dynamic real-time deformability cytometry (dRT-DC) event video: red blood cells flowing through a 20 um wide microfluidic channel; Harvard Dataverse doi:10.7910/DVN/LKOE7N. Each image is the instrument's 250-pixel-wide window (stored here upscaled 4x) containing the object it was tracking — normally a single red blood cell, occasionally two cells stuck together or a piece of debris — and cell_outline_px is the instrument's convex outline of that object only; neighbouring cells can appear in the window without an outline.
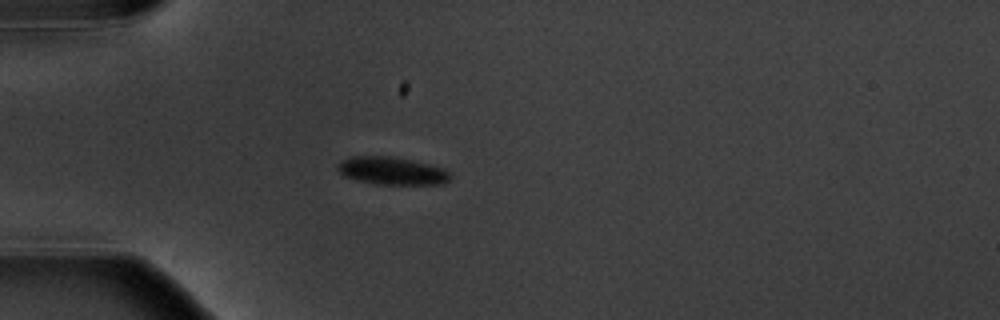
{"species": "common noctule bat (a hibernating species)", "species_latin": "Nyctalus noctula", "temperature_condition": "warm", "stored_images_in_passage": 4, "camera_frame_rate_fps": 3000, "um_per_image_px": 0.085, "animal": {"sex": "male", "body_mass_g": 20.1, "forearm_length_mm": 53.5}, "frame": {"image": 1, "passage_image": 3, "time_ms": 2.333, "image_size_px": [1000, 320], "cell_outline_px": [[452, 176], [444, 184], [376, 184], [356, 180], [344, 176], [336, 168], [336, 164], [340, 160], [352, 156], [392, 156], [412, 160], [444, 168]], "centroid_in_image_um": [33.28, 14.51], "position_along_channel_um": 51.7, "area_um2": 18.32}}